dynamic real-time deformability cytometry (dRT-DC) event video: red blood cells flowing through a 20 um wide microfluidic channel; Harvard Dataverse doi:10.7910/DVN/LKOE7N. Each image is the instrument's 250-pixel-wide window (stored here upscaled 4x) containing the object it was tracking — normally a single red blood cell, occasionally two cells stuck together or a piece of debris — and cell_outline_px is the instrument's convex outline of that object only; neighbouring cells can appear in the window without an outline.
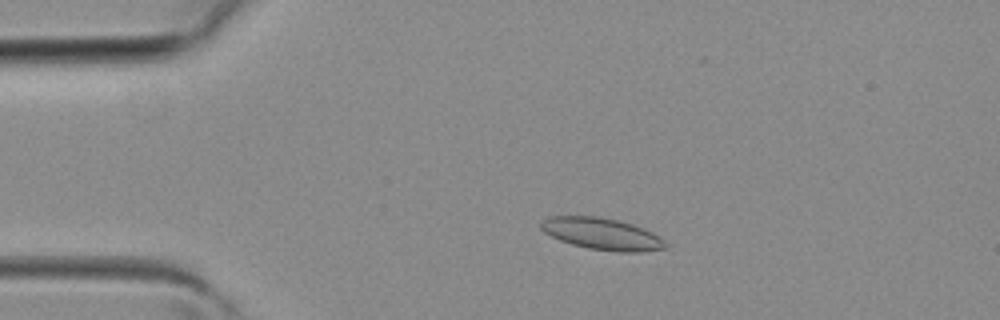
{"species": "common noctule bat (a hibernating species)", "species_latin": "Nyctalus noctula", "temperature_condition": "room temperature", "stored_images_in_passage": 10, "camera_frame_rate_fps": 3000, "um_per_image_px": 0.085, "animal": {"sex": "female", "body_mass_g": 19.3, "forearm_length_mm": 54.1}, "frame": {"image": 1, "passage_image": 6, "time_ms": 1.667, "image_size_px": [1000, 320], "cell_outline_px": [[668, 248], [640, 252], [616, 252], [588, 248], [572, 244], [560, 240], [544, 232], [540, 228], [540, 220], [548, 216], [596, 216], [616, 220], [632, 224], [652, 232], [660, 236], [668, 244]], "centroid_in_image_um": [51.17, 19.88], "position_along_channel_um": 33.8, "area_um2": 23.18}}